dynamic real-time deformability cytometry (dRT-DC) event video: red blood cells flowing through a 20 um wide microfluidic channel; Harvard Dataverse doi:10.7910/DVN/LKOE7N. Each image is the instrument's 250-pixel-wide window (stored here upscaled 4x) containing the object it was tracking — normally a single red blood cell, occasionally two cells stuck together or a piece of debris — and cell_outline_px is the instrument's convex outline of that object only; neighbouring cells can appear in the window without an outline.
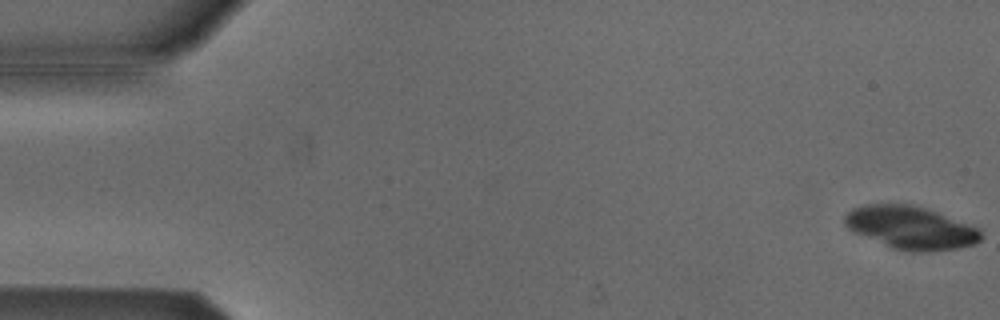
{"species": "Egyptian fruit bat (a non-hibernating species)", "species_latin": "Rousettus aegyptiacus", "temperature_condition": "cold", "stored_images_in_passage": 53, "camera_frame_rate_fps": 3000, "um_per_image_px": 0.085, "animal": {"sex": "male"}, "frame": {"image": 1, "passage_image": 1, "time_ms": 0.0, "image_size_px": [1000, 320], "cell_outline_px": [[984, 236], [980, 240], [972, 244], [956, 248], [912, 252], [892, 248], [856, 232], [848, 228], [844, 224], [844, 216], [852, 208], [864, 204], [908, 204], [924, 208], [936, 212], [980, 228]], "centroid_in_image_um": [77.41, 19.34], "position_along_channel_um": 7.6, "area_um2": 33.52}}
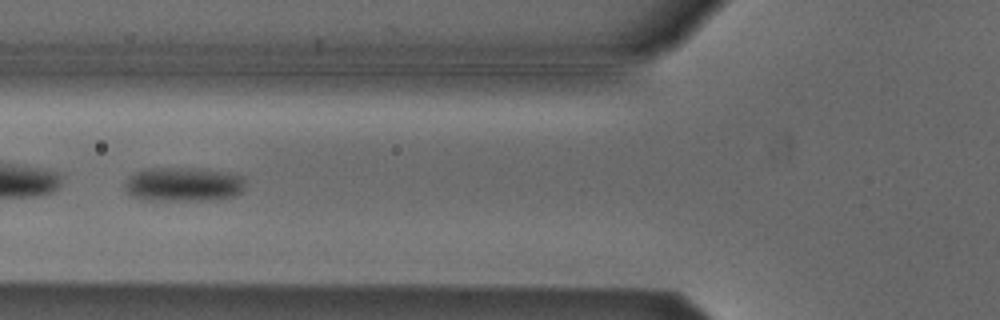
{"frame": {"image": 2, "passage_image": 21, "time_ms": 6.667, "image_size_px": [1000, 320], "cell_outline_px": [[244, 188], [240, 192], [232, 196], [208, 200], [140, 200], [132, 196], [124, 188], [124, 184], [128, 176], [140, 168], [204, 168], [232, 172], [244, 176]], "centroid_in_image_um": [15.56, 15.64], "position_along_channel_um": 110.2, "area_um2": 24.57}}
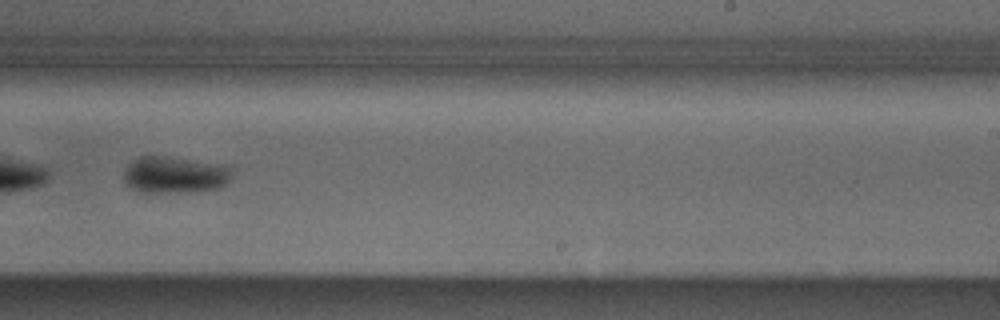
{"frame": {"image": 3, "passage_image": 34, "time_ms": 11.0, "image_size_px": [1000, 320], "cell_outline_px": [[236, 168], [228, 184], [220, 188], [188, 192], [140, 192], [132, 188], [124, 180], [124, 172], [128, 164], [136, 156], [164, 156], [220, 164]], "centroid_in_image_um": [14.91, 14.85], "position_along_channel_um": 274.1, "area_um2": 23.47}, "authors_computed_cell_mechanics": {"area_um2": 23.987, "velocity_mm_per_s": 3.7938, "shape_relaxation_time_tau1_ms": 1.7463, "shape_relaxation_time_tau2_ms": null, "deformation_change_tau1": 0.0936, "deformation_change_tau2": null}}